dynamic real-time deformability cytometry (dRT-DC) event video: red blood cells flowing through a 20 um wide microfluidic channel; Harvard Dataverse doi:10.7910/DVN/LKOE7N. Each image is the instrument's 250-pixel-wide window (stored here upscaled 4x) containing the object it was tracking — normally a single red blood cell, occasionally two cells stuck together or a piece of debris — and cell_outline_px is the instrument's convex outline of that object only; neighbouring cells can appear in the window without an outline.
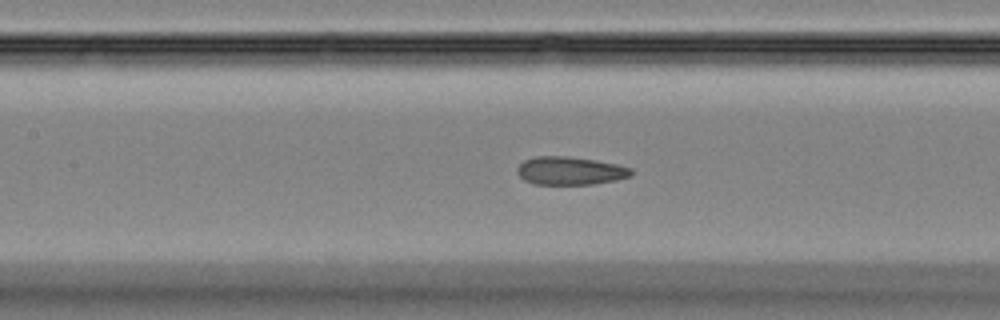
{"species": "Egyptian fruit bat (a non-hibernating species)", "species_latin": "Rousettus aegyptiacus", "temperature_condition": "room temperature", "stored_images_in_passage": 48, "camera_frame_rate_fps": 3000, "um_per_image_px": 0.085, "animal": {"sex": "female"}, "frame": {"image": 1, "passage_image": 22, "time_ms": 7.0, "image_size_px": [1000, 320], "cell_outline_px": [[632, 176], [616, 180], [592, 184], [532, 184], [524, 180], [516, 172], [516, 168], [524, 160], [536, 156], [568, 156], [596, 160], [616, 164], [632, 168]], "centroid_in_image_um": [48.45, 14.51], "position_along_channel_um": 159.0, "area_um2": 18.79}}
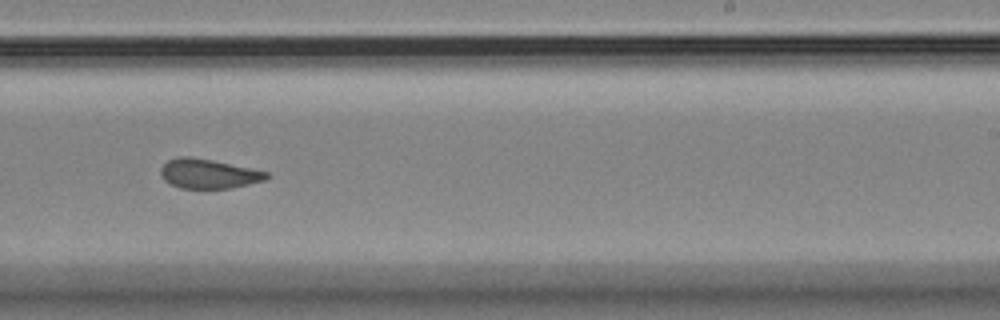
{"frame": {"image": 2, "passage_image": 30, "time_ms": 9.667, "image_size_px": [1000, 320], "cell_outline_px": [[268, 180], [228, 188], [180, 188], [164, 180], [160, 176], [160, 168], [168, 160], [176, 156], [192, 156], [212, 160], [268, 172]], "centroid_in_image_um": [17.68, 14.75], "position_along_channel_um": 271.3, "area_um2": 18.15}}
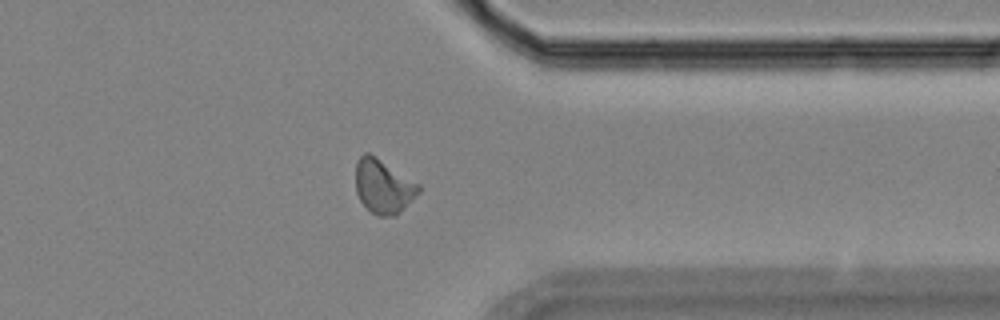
{"frame": {"image": 3, "passage_image": 38, "time_ms": 12.333, "image_size_px": [1000, 320], "cell_outline_px": [[420, 192], [396, 216], [376, 216], [360, 200], [356, 192], [356, 160], [364, 152], [368, 152], [376, 156], [420, 184]], "centroid_in_image_um": [32.58, 15.83], "position_along_channel_um": 378.8, "area_um2": 19.94}}